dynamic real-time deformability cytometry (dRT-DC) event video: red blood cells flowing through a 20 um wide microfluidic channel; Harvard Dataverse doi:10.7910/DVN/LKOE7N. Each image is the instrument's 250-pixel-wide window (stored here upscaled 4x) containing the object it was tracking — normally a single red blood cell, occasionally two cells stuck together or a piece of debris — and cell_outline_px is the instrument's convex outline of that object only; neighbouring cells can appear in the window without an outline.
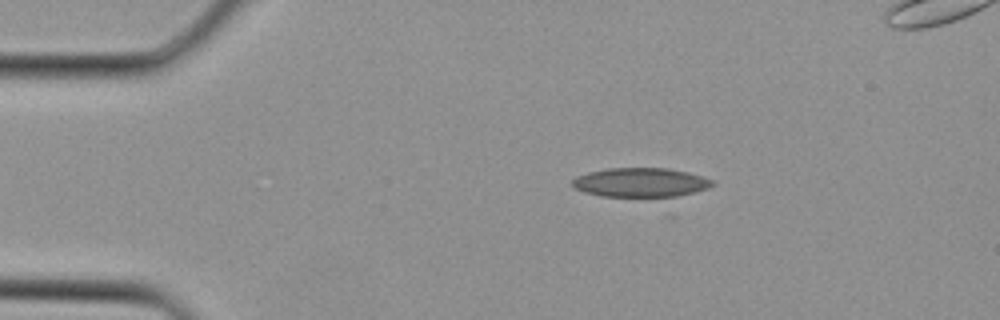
{"species": "Egyptian fruit bat (a non-hibernating species)", "species_latin": "Rousettus aegyptiacus", "temperature_condition": "cold", "stored_images_in_passage": 2, "segment_of_instrument_passage": [2, 2], "camera_frame_rate_fps": 3000, "um_per_image_px": 0.085, "animal": {"sex": "female"}, "frame": {"image": 1, "passage_image": 2, "time_ms": 0.333, "image_size_px": [1000, 320], "cell_outline_px": [[716, 184], [708, 188], [696, 192], [668, 200], [600, 196], [584, 192], [576, 188], [572, 184], [572, 180], [576, 176], [588, 172], [608, 168], [664, 168], [688, 172], [712, 180]], "centroid_in_image_um": [54.5, 15.57], "position_along_channel_um": 30.5, "area_um2": 24.91}}